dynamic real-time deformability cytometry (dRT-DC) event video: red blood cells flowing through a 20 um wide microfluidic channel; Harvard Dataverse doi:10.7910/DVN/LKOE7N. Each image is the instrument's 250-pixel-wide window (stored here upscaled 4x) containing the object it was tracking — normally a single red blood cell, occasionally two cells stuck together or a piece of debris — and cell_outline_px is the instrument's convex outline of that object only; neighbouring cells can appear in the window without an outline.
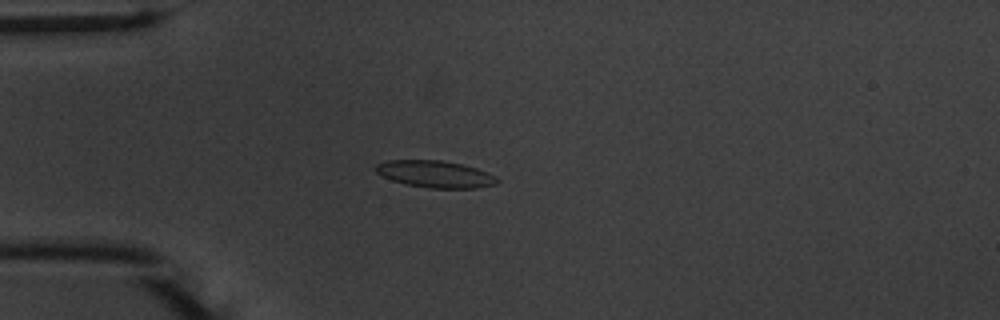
{"species": "common noctule bat (a hibernating species)", "species_latin": "Nyctalus noctula", "temperature_condition": "warm", "stored_images_in_passage": 54, "camera_frame_rate_fps": 3000, "um_per_image_px": 0.085, "animal": {"sex": "male", "body_mass_g": 20.1, "forearm_length_mm": 53.5}, "frame": {"image": 1, "passage_image": 15, "time_ms": 4.667, "image_size_px": [1000, 320], "cell_outline_px": [[500, 180], [496, 184], [476, 188], [428, 188], [404, 184], [380, 176], [372, 168], [376, 164], [388, 160], [440, 160], [460, 164], [476, 168], [496, 176]], "centroid_in_image_um": [36.94, 14.8], "position_along_channel_um": 48.1, "area_um2": 19.19}}
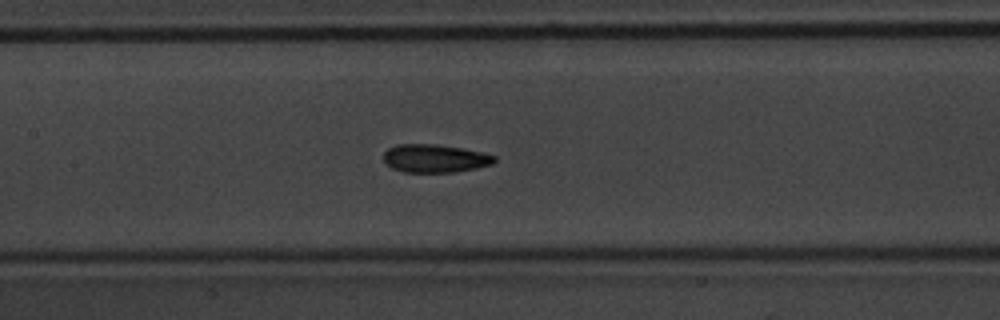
{"frame": {"image": 2, "passage_image": 26, "time_ms": 8.333, "image_size_px": [1000, 320], "cell_outline_px": [[496, 160], [492, 164], [476, 168], [452, 172], [404, 172], [392, 168], [384, 160], [384, 152], [388, 148], [396, 144], [436, 144], [464, 148], [496, 156]], "centroid_in_image_um": [36.96, 13.45], "position_along_channel_um": 170.4, "area_um2": 18.15}}
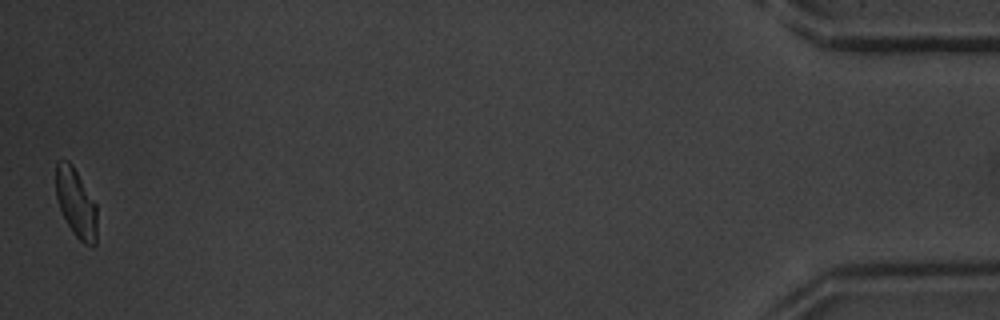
{"frame": {"image": 3, "passage_image": 54, "time_ms": 17.667, "image_size_px": [1000, 320], "cell_outline_px": [[96, 244], [92, 248], [84, 244], [72, 232], [60, 208], [56, 196], [56, 160], [68, 160], [72, 164], [96, 204]], "centroid_in_image_um": [6.46, 17.26], "position_along_channel_um": 428.7, "area_um2": 16.42}, "authors_computed_cell_mechanics": {"area_um2": 18.1781, "velocity_mm_per_s": 3.7337, "shape_relaxation_time_tau1_ms": 2.8871, "shape_relaxation_time_tau2_ms": 2.6538, "deformation_change_tau1": 0.1023, "deformation_change_tau2": 0.089}}